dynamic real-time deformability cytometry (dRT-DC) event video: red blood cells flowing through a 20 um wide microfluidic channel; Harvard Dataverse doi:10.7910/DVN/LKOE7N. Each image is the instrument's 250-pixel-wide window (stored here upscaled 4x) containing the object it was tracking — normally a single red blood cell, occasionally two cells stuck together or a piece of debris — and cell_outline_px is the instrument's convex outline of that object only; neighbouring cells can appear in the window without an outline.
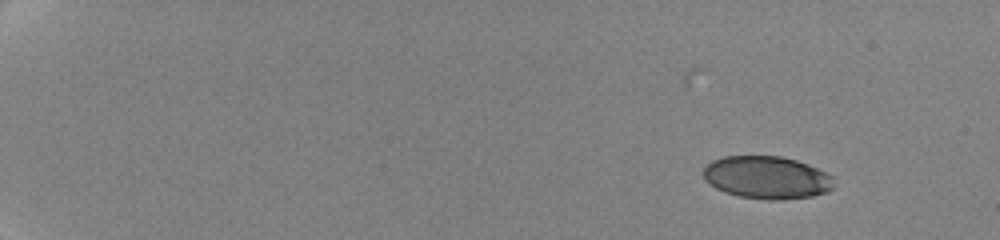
{"species": "human", "species_latin": "Homo sapiens", "temperature_condition": "cold", "stored_images_in_passage": 13, "camera_frame_rate_fps": 3000, "um_per_image_px": 0.085, "donor": {"sex": "female"}, "frame": {"image": 1, "passage_image": 1, "time_ms": 0.0, "image_size_px": [1000, 240], "cell_outline_px": [[832, 188], [824, 192], [812, 196], [780, 200], [768, 200], [740, 196], [724, 192], [716, 188], [704, 180], [704, 168], [712, 160], [724, 156], [780, 156], [796, 160], [808, 164], [832, 176]], "centroid_in_image_um": [65.15, 15.08], "position_along_channel_um": 19.9, "area_um2": 32.25}}
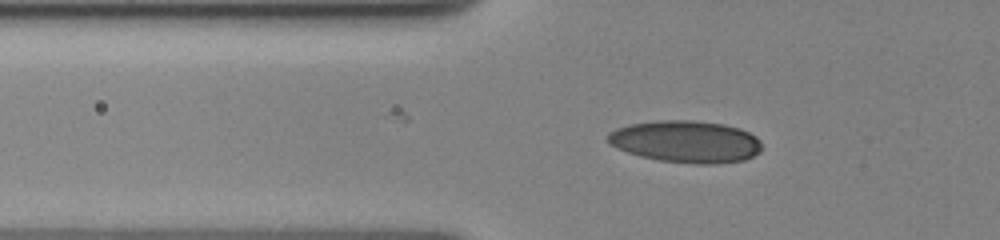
{"frame": {"image": 2, "passage_image": 9, "time_ms": 5.667, "image_size_px": [1000, 240], "cell_outline_px": [[760, 152], [744, 160], [716, 164], [692, 164], [660, 160], [640, 156], [616, 148], [608, 140], [608, 132], [616, 128], [628, 124], [656, 120], [692, 120], [724, 124], [740, 128], [756, 136], [760, 140]], "centroid_in_image_um": [58.3, 12.03], "position_along_channel_um": 67.5, "area_um2": 37.86}}
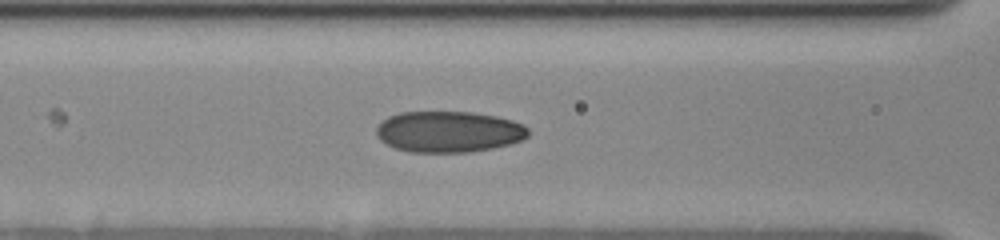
{"frame": {"image": 3, "passage_image": 12, "time_ms": 7.667, "image_size_px": [1000, 240], "cell_outline_px": [[528, 136], [524, 140], [512, 144], [492, 148], [468, 152], [412, 152], [396, 148], [380, 140], [376, 136], [376, 128], [388, 116], [400, 112], [472, 112], [496, 116], [512, 120], [524, 124], [528, 128]], "centroid_in_image_um": [38.17, 11.19], "position_along_channel_um": 128.4, "area_um2": 36.53}}